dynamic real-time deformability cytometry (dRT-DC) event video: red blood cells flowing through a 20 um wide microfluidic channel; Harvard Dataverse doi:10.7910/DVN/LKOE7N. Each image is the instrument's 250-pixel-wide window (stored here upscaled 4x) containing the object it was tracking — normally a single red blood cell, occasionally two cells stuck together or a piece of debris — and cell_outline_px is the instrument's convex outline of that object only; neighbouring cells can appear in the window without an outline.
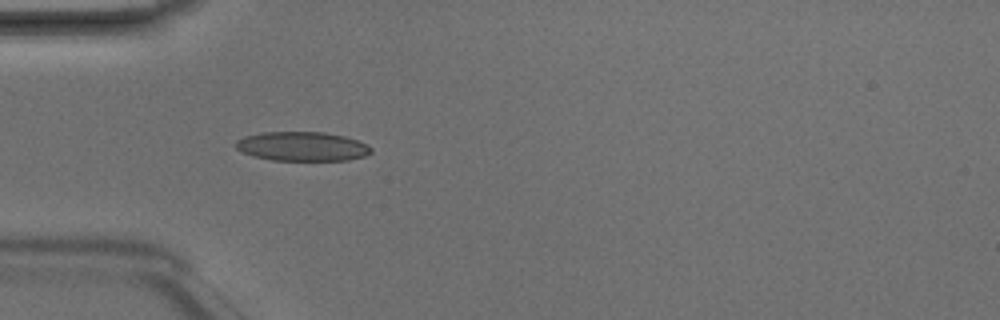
{"species": "Egyptian fruit bat (a non-hibernating species)", "species_latin": "Rousettus aegyptiacus", "temperature_condition": "room temperature", "stored_images_in_passage": 5, "camera_frame_rate_fps": 3000, "um_per_image_px": 0.085, "animal": {"sex": "male"}, "frame": {"image": 1, "passage_image": 5, "time_ms": 1.333, "image_size_px": [1000, 320], "cell_outline_px": [[372, 152], [364, 156], [348, 160], [272, 160], [256, 156], [244, 152], [236, 148], [236, 140], [244, 136], [260, 132], [324, 132], [344, 136], [368, 144], [372, 148]], "centroid_in_image_um": [25.71, 12.43], "position_along_channel_um": 59.3, "area_um2": 22.95}}